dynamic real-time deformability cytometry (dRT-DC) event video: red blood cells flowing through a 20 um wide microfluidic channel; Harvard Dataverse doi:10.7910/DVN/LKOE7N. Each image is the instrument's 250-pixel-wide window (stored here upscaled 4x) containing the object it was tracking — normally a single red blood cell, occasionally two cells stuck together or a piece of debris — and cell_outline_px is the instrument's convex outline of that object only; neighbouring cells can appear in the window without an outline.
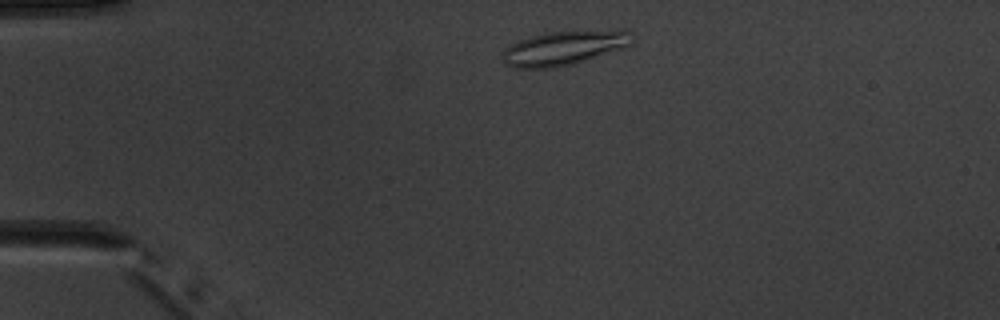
{"species": "common noctule bat (a hibernating species)", "species_latin": "Nyctalus noctula", "temperature_condition": "warm", "stored_images_in_passage": 2, "camera_frame_rate_fps": 3000, "um_per_image_px": 0.085, "animal": {"sex": "male", "body_mass_g": 20.1, "forearm_length_mm": 53.5}, "frame": {"image": 1, "passage_image": 1, "time_ms": 0.0, "image_size_px": [1000, 320], "cell_outline_px": [[632, 44], [628, 48], [572, 64], [556, 68], [512, 68], [504, 64], [500, 56], [504, 48], [516, 40], [544, 32], [620, 28], [624, 28], [632, 32]], "centroid_in_image_um": [47.98, 4.05], "position_along_channel_um": 37.0, "area_um2": 27.17}}